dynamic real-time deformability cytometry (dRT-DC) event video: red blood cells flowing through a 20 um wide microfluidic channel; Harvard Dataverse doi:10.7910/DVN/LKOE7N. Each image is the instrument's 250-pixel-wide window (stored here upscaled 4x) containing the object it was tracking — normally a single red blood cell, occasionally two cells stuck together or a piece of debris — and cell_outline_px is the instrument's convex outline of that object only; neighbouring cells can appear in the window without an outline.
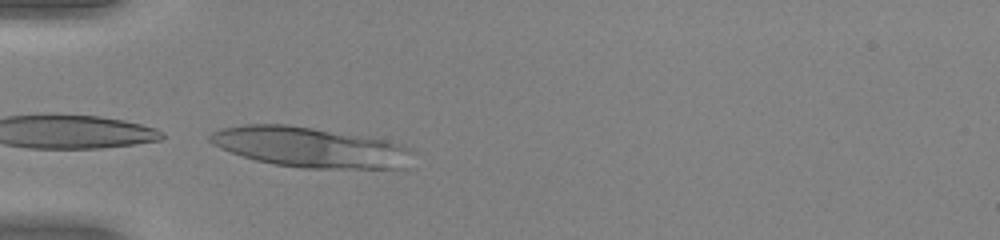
{"species": "human", "species_latin": "Homo sapiens", "temperature_condition": "warm", "stored_images_in_passage": 5, "camera_frame_rate_fps": 3000, "um_per_image_px": 0.085, "donor": {"sex": "female"}, "frame": {"image": 1, "passage_image": 5, "time_ms": 1.333, "image_size_px": [1000, 240], "cell_outline_px": [[416, 152], [408, 168], [304, 168], [272, 164], [256, 160], [220, 148], [212, 144], [208, 140], [208, 136], [212, 132], [220, 128], [244, 124], [288, 124], [384, 140], [404, 144]], "centroid_in_image_um": [26.39, 12.52], "position_along_channel_um": 58.6, "area_um2": 47.63}}